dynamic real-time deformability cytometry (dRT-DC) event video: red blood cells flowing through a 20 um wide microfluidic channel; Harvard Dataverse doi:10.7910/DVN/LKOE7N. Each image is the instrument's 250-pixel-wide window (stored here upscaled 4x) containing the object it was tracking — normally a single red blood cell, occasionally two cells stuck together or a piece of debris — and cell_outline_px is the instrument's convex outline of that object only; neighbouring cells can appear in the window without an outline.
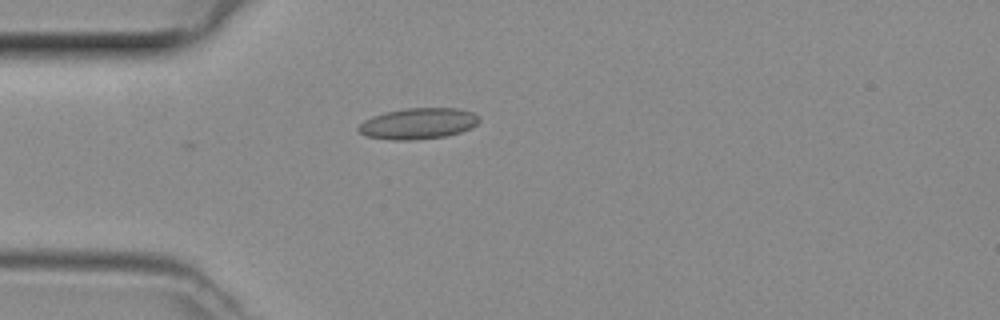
{"species": "common noctule bat (a hibernating species)", "species_latin": "Nyctalus noctula", "temperature_condition": "room temperature", "stored_images_in_passage": 28, "camera_frame_rate_fps": 3000, "um_per_image_px": 0.085, "animal": {"sex": "female", "body_mass_g": 29.2, "forearm_length_mm": 56.3}, "frame": {"image": 1, "passage_image": 1, "time_ms": 0.0, "image_size_px": [1000, 320], "cell_outline_px": [[480, 120], [472, 128], [460, 132], [444, 136], [412, 140], [392, 140], [364, 136], [356, 128], [364, 120], [372, 116], [384, 112], [404, 108], [460, 108], [472, 112], [480, 116]], "centroid_in_image_um": [35.53, 10.49], "position_along_channel_um": 49.5, "area_um2": 22.02}}
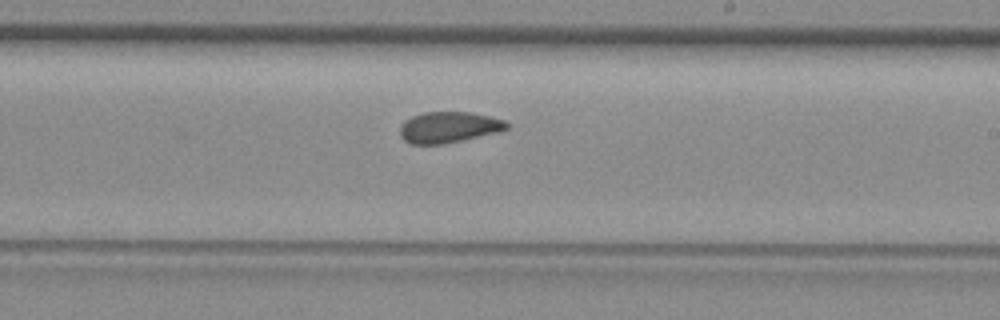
{"frame": {"image": 2, "passage_image": 16, "time_ms": 5.0, "image_size_px": [1000, 320], "cell_outline_px": [[508, 128], [460, 140], [440, 144], [412, 144], [404, 140], [400, 136], [400, 128], [404, 120], [412, 116], [424, 112], [472, 112], [504, 120], [508, 124]], "centroid_in_image_um": [38.06, 10.8], "position_along_channel_um": 250.9, "area_um2": 18.84}}
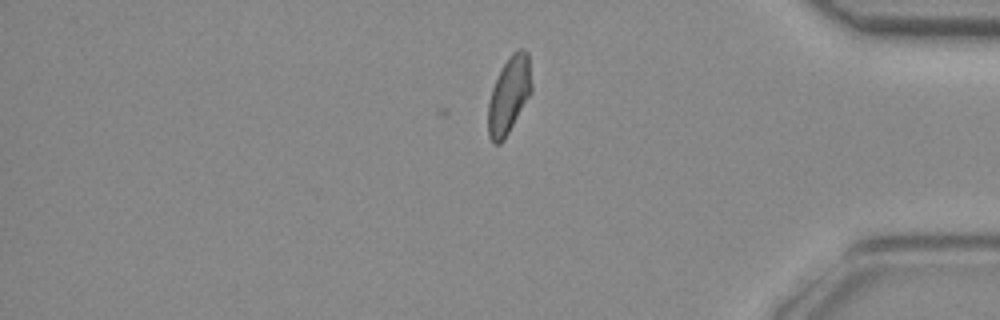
{"frame": {"image": 3, "passage_image": 28, "time_ms": 9.0, "image_size_px": [1000, 320], "cell_outline_px": [[532, 92], [504, 140], [500, 144], [492, 144], [488, 136], [488, 104], [492, 88], [508, 56], [512, 52], [520, 48], [524, 48], [528, 52], [532, 84]], "centroid_in_image_um": [43.27, 8.09], "position_along_channel_um": 391.9, "area_um2": 19.59}}